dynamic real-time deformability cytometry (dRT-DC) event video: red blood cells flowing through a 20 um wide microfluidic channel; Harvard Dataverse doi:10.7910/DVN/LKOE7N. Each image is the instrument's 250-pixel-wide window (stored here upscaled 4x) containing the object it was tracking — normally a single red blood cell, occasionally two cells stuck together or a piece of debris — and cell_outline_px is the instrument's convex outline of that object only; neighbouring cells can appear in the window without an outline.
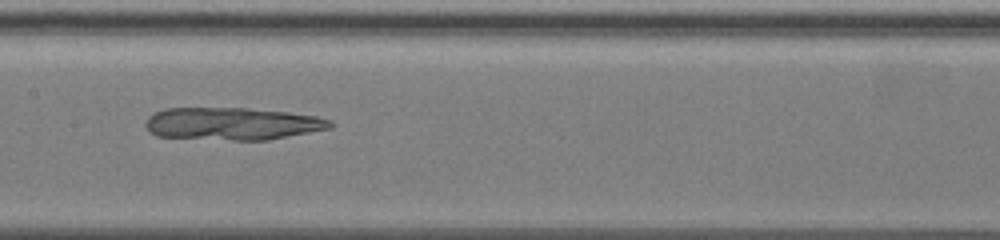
{"species": "common noctule bat (a hibernating species)", "species_latin": "Nyctalus noctula", "temperature_condition": "warm", "stored_images_in_passage": 33, "camera_frame_rate_fps": 3000, "um_per_image_px": 0.085, "animal": {"sex": "female", "body_mass_g": 19.5, "forearm_length_mm": 54.1}, "frame": {"image": 1, "passage_image": 22, "time_ms": 13.333, "image_size_px": [1000, 240], "cell_outline_px": [[336, 124], [332, 128], [268, 140], [232, 140], [156, 136], [148, 132], [144, 124], [148, 116], [164, 108], [248, 108], [288, 112], [316, 116], [332, 120]], "centroid_in_image_um": [19.76, 10.51], "position_along_channel_um": 187.6, "area_um2": 35.26}}
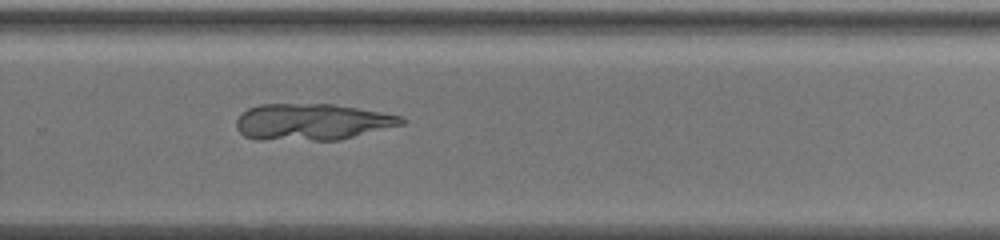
{"frame": {"image": 2, "passage_image": 26, "time_ms": 17.333, "image_size_px": [1000, 240], "cell_outline_px": [[408, 120], [404, 124], [340, 140], [256, 140], [244, 136], [236, 128], [236, 120], [240, 112], [248, 108], [260, 104], [332, 104], [404, 116]], "centroid_in_image_um": [26.5, 10.37], "position_along_channel_um": 303.3, "area_um2": 35.49}}
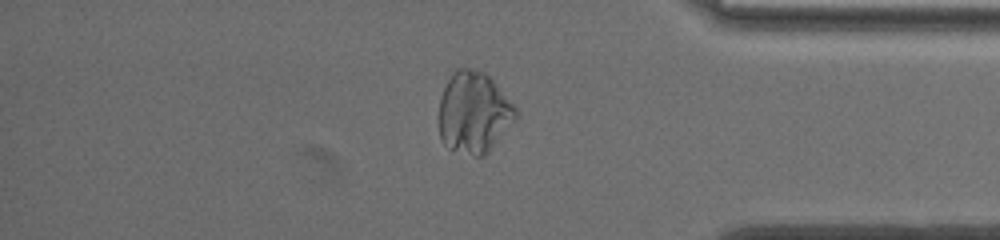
{"frame": {"image": 3, "passage_image": 30, "time_ms": 21.0, "image_size_px": [1000, 240], "cell_outline_px": [[516, 116], [488, 152], [480, 156], [476, 156], [448, 148], [444, 144], [440, 136], [440, 100], [444, 88], [452, 72], [456, 68], [468, 68], [484, 72], [492, 80], [516, 108]], "centroid_in_image_um": [40.24, 9.55], "position_along_channel_um": 395.0, "area_um2": 35.49}}